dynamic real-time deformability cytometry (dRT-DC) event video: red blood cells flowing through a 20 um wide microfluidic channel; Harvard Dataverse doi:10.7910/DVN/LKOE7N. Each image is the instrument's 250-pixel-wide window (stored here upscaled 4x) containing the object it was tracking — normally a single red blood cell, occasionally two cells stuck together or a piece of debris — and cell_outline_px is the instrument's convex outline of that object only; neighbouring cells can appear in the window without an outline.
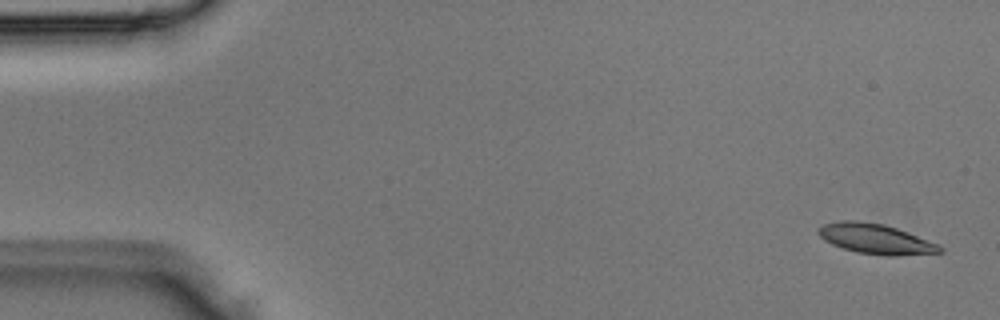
{"species": "Egyptian fruit bat (a non-hibernating species)", "species_latin": "Rousettus aegyptiacus", "temperature_condition": "room temperature", "stored_images_in_passage": 5, "camera_frame_rate_fps": 3000, "um_per_image_px": 0.085, "animal": {"sex": "male"}, "frame": {"image": 1, "passage_image": 1, "time_ms": 0.0, "image_size_px": [1000, 320], "cell_outline_px": [[944, 252], [896, 256], [888, 256], [856, 252], [832, 244], [824, 240], [816, 232], [824, 224], [840, 220], [856, 220], [884, 224], [896, 228], [940, 244], [944, 248]], "centroid_in_image_um": [74.46, 20.31], "position_along_channel_um": 10.5, "area_um2": 21.33}}